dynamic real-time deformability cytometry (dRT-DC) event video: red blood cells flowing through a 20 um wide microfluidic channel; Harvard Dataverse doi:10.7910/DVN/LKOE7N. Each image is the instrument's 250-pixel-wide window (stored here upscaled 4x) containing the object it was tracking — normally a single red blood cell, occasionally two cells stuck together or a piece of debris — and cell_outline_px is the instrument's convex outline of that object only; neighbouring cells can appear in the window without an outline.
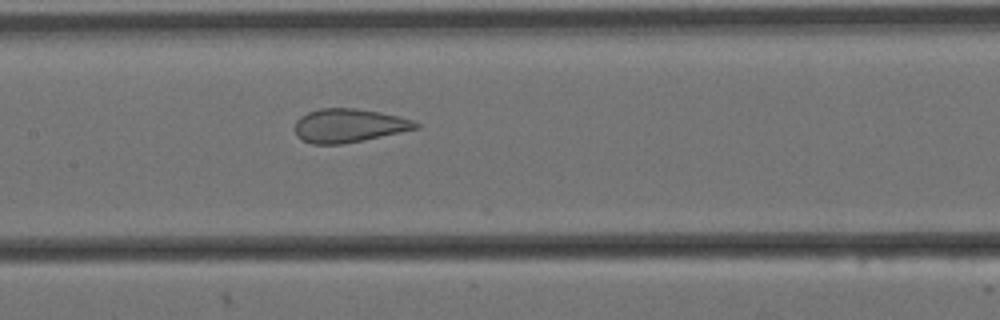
{"species": "Egyptian fruit bat (a non-hibernating species)", "species_latin": "Rousettus aegyptiacus", "temperature_condition": "cold", "stored_images_in_passage": 6, "camera_frame_rate_fps": 3000, "um_per_image_px": 0.085, "animal": {"sex": "female"}, "frame": {"image": 1, "passage_image": 6, "time_ms": 1.667, "image_size_px": [1000, 320], "cell_outline_px": [[420, 128], [364, 140], [344, 144], [312, 144], [300, 140], [296, 136], [296, 120], [300, 116], [308, 112], [320, 108], [352, 108], [380, 112], [412, 120], [420, 124]], "centroid_in_image_um": [29.63, 10.68], "position_along_channel_um": 177.8, "area_um2": 23.7}}